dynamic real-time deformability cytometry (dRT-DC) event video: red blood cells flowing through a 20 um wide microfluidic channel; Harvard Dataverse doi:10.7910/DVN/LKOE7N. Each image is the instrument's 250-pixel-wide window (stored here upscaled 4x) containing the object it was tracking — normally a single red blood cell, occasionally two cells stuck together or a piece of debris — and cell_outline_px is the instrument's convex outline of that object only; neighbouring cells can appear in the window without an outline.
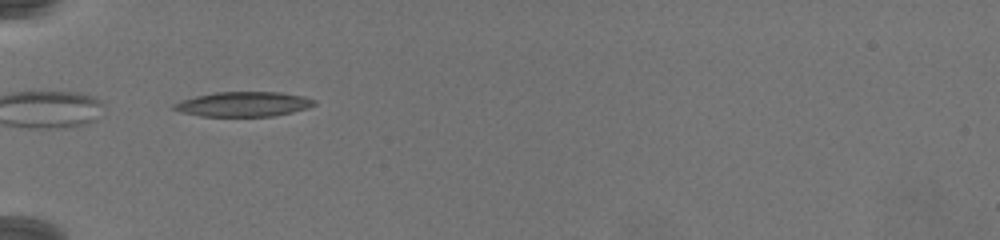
{"species": "common noctule bat (a hibernating species)", "species_latin": "Nyctalus noctula", "temperature_condition": "warm", "stored_images_in_passage": 31, "camera_frame_rate_fps": 3000, "um_per_image_px": 0.085, "animal": {"sex": "female", "body_mass_g": 19.5, "forearm_length_mm": 54.1}, "frame": {"image": 1, "passage_image": 1, "time_ms": 0.0, "image_size_px": [1000, 240], "cell_outline_px": [[316, 104], [308, 108], [292, 112], [272, 116], [200, 116], [180, 112], [172, 108], [172, 104], [180, 100], [196, 96], [216, 92], [280, 92], [304, 96], [316, 100]], "centroid_in_image_um": [20.69, 8.85], "position_along_channel_um": 64.3, "area_um2": 20.35}}
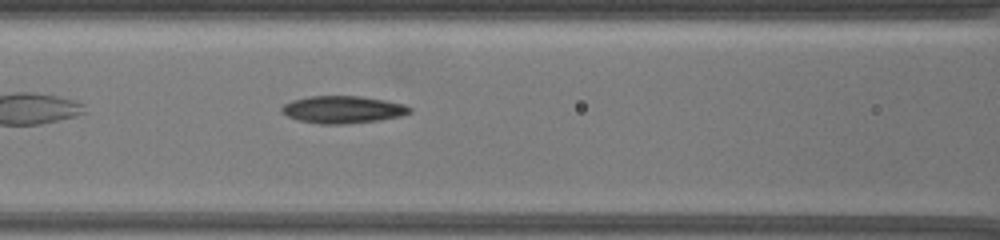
{"frame": {"image": 2, "passage_image": 10, "time_ms": 3.0, "image_size_px": [1000, 240], "cell_outline_px": [[412, 112], [400, 116], [380, 120], [344, 124], [320, 124], [296, 120], [280, 112], [280, 108], [284, 104], [292, 100], [308, 96], [360, 96], [384, 100], [404, 104], [412, 108]], "centroid_in_image_um": [29.11, 9.31], "position_along_channel_um": 137.5, "area_um2": 20.52}}